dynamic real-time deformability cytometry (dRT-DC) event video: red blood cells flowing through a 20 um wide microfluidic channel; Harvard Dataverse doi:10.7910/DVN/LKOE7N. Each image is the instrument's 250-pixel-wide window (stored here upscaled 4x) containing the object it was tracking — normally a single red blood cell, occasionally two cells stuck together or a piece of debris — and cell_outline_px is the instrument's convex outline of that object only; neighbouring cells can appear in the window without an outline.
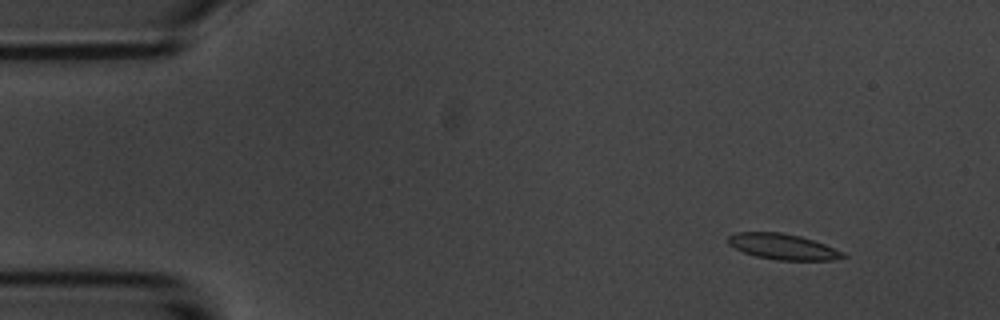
{"species": "common noctule bat (a hibernating species)", "species_latin": "Nyctalus noctula", "temperature_condition": "room temperature", "stored_images_in_passage": 3, "camera_frame_rate_fps": 3000, "um_per_image_px": 0.085, "animal": {"sex": "male", "body_mass_g": 20.1, "forearm_length_mm": 53.5}, "frame": {"image": 1, "passage_image": 1, "time_ms": 0.0, "image_size_px": [1000, 320], "cell_outline_px": [[848, 256], [832, 260], [776, 260], [756, 256], [744, 252], [728, 244], [728, 236], [736, 232], [780, 232], [800, 236], [824, 244], [844, 252]], "centroid_in_image_um": [66.54, 20.96], "position_along_channel_um": 18.5, "area_um2": 17.11}}
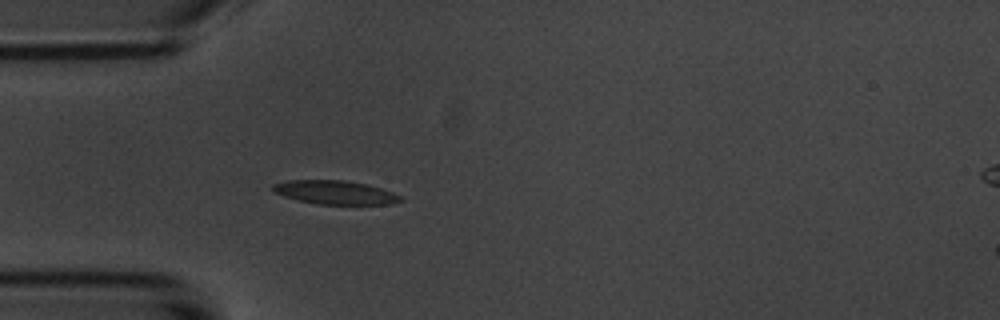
{"frame": {"image": 2, "passage_image": 3, "time_ms": 3.333, "image_size_px": [1000, 320], "cell_outline_px": [[404, 200], [392, 204], [316, 204], [284, 196], [276, 192], [272, 188], [272, 184], [288, 180], [344, 180], [368, 184], [392, 192], [400, 196]], "centroid_in_image_um": [28.51, 16.35], "position_along_channel_um": 56.5, "area_um2": 17.51}}